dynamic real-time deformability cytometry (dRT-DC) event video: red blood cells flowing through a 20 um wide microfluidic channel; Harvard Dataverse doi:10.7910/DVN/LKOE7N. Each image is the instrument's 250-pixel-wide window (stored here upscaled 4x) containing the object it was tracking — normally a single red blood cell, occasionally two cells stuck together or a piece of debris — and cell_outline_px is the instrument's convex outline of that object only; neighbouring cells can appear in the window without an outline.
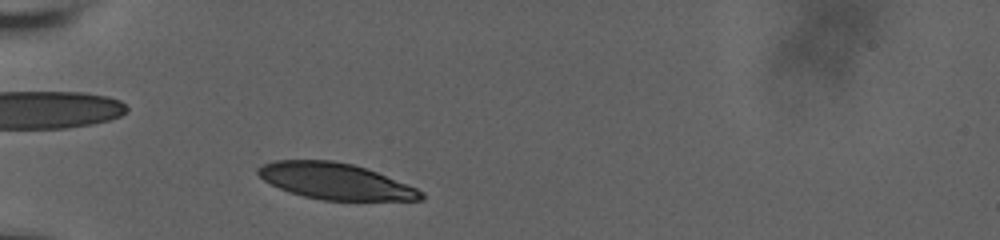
{"species": "human", "species_latin": "Homo sapiens", "temperature_condition": "room temperature", "stored_images_in_passage": 38, "camera_frame_rate_fps": 3000, "um_per_image_px": 0.085, "donor": {"sex": "male"}, "frame": {"image": 1, "passage_image": 3, "time_ms": 0.667, "image_size_px": [1000, 240], "cell_outline_px": [[424, 200], [324, 200], [304, 196], [280, 188], [264, 180], [256, 172], [256, 168], [264, 164], [276, 160], [332, 160], [352, 164], [376, 172], [416, 188], [424, 192]], "centroid_in_image_um": [28.5, 15.4], "position_along_channel_um": 56.5, "area_um2": 33.93}}
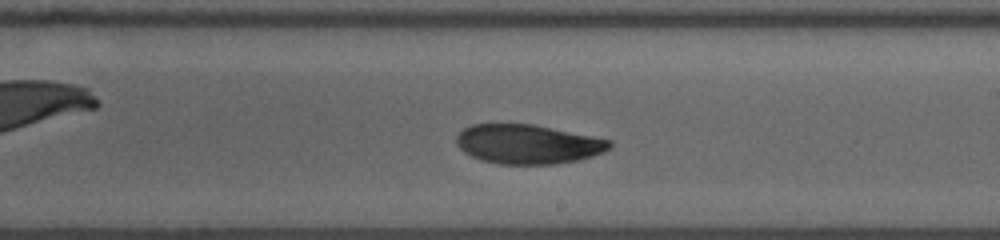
{"frame": {"image": 2, "passage_image": 21, "time_ms": 6.333, "image_size_px": [1000, 240], "cell_outline_px": [[612, 148], [604, 152], [580, 160], [556, 164], [496, 164], [480, 160], [464, 152], [456, 144], [456, 136], [464, 128], [472, 124], [532, 124], [612, 140]], "centroid_in_image_um": [44.88, 12.26], "position_along_channel_um": 244.1, "area_um2": 35.26}}
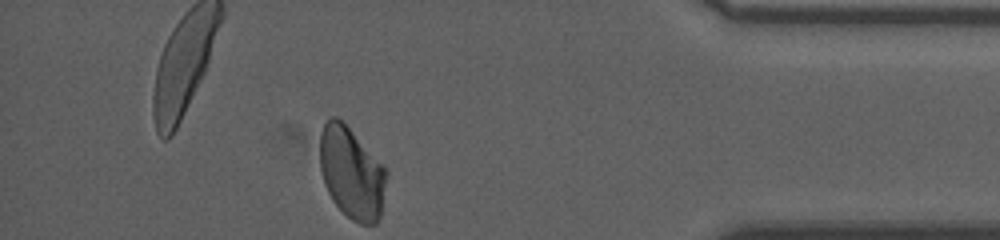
{"frame": {"image": 3, "passage_image": 38, "time_ms": 11.667, "image_size_px": [1000, 240], "cell_outline_px": [[388, 176], [380, 216], [376, 224], [360, 224], [352, 220], [332, 200], [324, 184], [320, 168], [320, 132], [324, 124], [332, 116], [336, 116], [384, 164], [388, 172]], "centroid_in_image_um": [29.9, 14.71], "position_along_channel_um": 405.3, "area_um2": 35.55}, "authors_computed_cell_mechanics": {"area_um2": 35.6915, "velocity_mm_per_s": 3.6312, "shape_relaxation_time_tau1_ms": 7.2489, "shape_relaxation_time_tau2_ms": 2.5989, "deformation_change_tau1": 0.1617, "deformation_change_tau2": 0.0565}}